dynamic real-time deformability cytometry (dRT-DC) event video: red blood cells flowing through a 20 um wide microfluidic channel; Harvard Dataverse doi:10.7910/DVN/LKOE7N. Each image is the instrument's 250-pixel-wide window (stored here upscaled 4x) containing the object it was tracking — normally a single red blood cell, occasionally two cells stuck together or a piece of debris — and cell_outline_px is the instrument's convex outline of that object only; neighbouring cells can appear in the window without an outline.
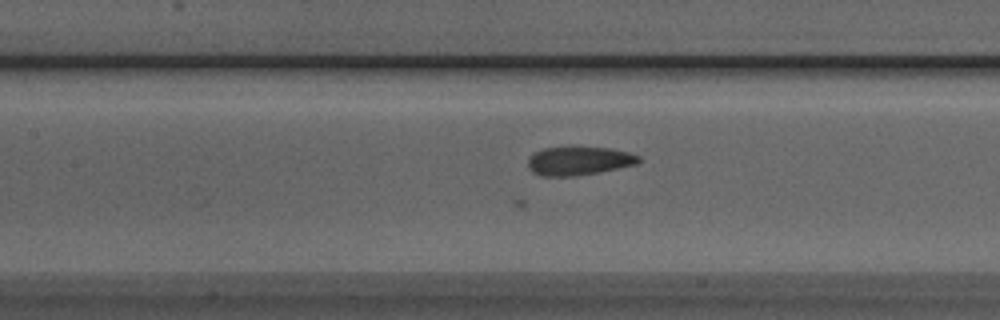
{"species": "Egyptian fruit bat (a non-hibernating species)", "species_latin": "Rousettus aegyptiacus", "temperature_condition": "room temperature", "stored_images_in_passage": 40, "camera_frame_rate_fps": 3000, "um_per_image_px": 0.085, "animal": {"sex": "male"}, "frame": {"image": 1, "passage_image": 11, "time_ms": 3.333, "image_size_px": [1000, 320], "cell_outline_px": [[640, 160], [636, 164], [600, 172], [576, 176], [540, 176], [532, 172], [528, 168], [528, 156], [532, 152], [544, 148], [568, 144], [576, 144], [612, 148], [628, 152], [640, 156]], "centroid_in_image_um": [49.15, 13.62], "position_along_channel_um": 158.3, "area_um2": 19.54}}
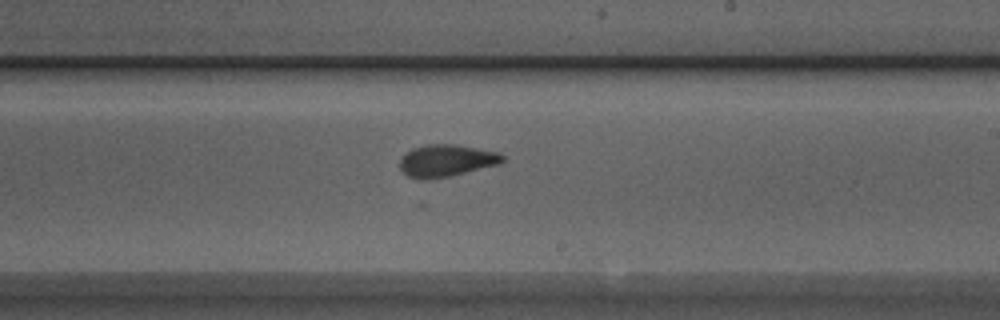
{"frame": {"image": 2, "passage_image": 18, "time_ms": 5.667, "image_size_px": [1000, 320], "cell_outline_px": [[504, 160], [500, 164], [448, 176], [424, 180], [420, 180], [408, 176], [400, 168], [400, 160], [412, 148], [428, 144], [452, 144], [500, 152], [504, 156]], "centroid_in_image_um": [37.95, 13.65], "position_along_channel_um": 251.0, "area_um2": 19.02}}
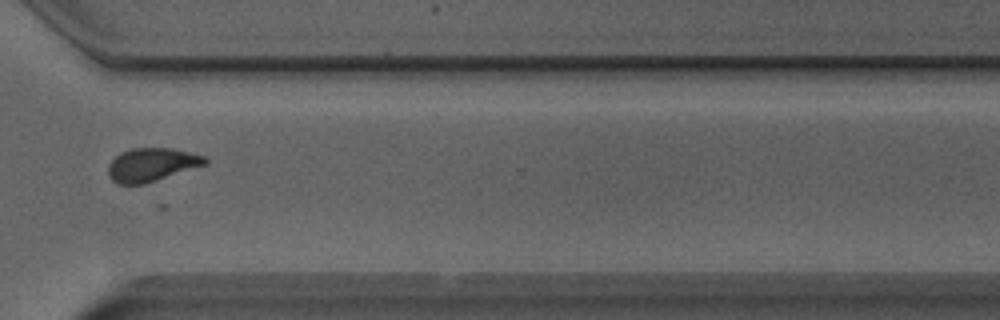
{"frame": {"image": 3, "passage_image": 26, "time_ms": 8.333, "image_size_px": [1000, 320], "cell_outline_px": [[208, 164], [144, 184], [116, 184], [108, 176], [108, 164], [120, 152], [132, 148], [172, 148], [204, 156], [208, 160]], "centroid_in_image_um": [12.88, 14.0], "position_along_channel_um": 357.7, "area_um2": 18.9}}